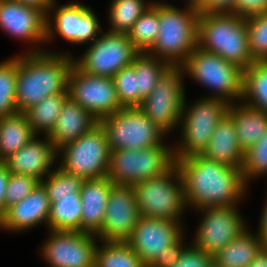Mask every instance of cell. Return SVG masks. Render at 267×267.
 <instances>
[{
    "label": "cell",
    "mask_w": 267,
    "mask_h": 267,
    "mask_svg": "<svg viewBox=\"0 0 267 267\" xmlns=\"http://www.w3.org/2000/svg\"><path fill=\"white\" fill-rule=\"evenodd\" d=\"M184 184L186 207L237 205L246 194L247 185L241 168H234L204 158L200 154L175 159Z\"/></svg>",
    "instance_id": "6da1fadb"
},
{
    "label": "cell",
    "mask_w": 267,
    "mask_h": 267,
    "mask_svg": "<svg viewBox=\"0 0 267 267\" xmlns=\"http://www.w3.org/2000/svg\"><path fill=\"white\" fill-rule=\"evenodd\" d=\"M74 59L63 53L26 52L18 55L16 107L25 112L45 97L68 93V78Z\"/></svg>",
    "instance_id": "7a4b0ae2"
},
{
    "label": "cell",
    "mask_w": 267,
    "mask_h": 267,
    "mask_svg": "<svg viewBox=\"0 0 267 267\" xmlns=\"http://www.w3.org/2000/svg\"><path fill=\"white\" fill-rule=\"evenodd\" d=\"M197 47L243 70L254 63L249 52L246 18L233 13H200Z\"/></svg>",
    "instance_id": "3957f363"
},
{
    "label": "cell",
    "mask_w": 267,
    "mask_h": 267,
    "mask_svg": "<svg viewBox=\"0 0 267 267\" xmlns=\"http://www.w3.org/2000/svg\"><path fill=\"white\" fill-rule=\"evenodd\" d=\"M159 3V34L147 52L170 66H182L197 47L199 12L195 5L179 9L172 4Z\"/></svg>",
    "instance_id": "277c9868"
},
{
    "label": "cell",
    "mask_w": 267,
    "mask_h": 267,
    "mask_svg": "<svg viewBox=\"0 0 267 267\" xmlns=\"http://www.w3.org/2000/svg\"><path fill=\"white\" fill-rule=\"evenodd\" d=\"M176 164L173 147L161 145L140 150L110 151L107 177L114 185L133 186L161 176Z\"/></svg>",
    "instance_id": "5b68a950"
},
{
    "label": "cell",
    "mask_w": 267,
    "mask_h": 267,
    "mask_svg": "<svg viewBox=\"0 0 267 267\" xmlns=\"http://www.w3.org/2000/svg\"><path fill=\"white\" fill-rule=\"evenodd\" d=\"M182 67L187 77L211 89L213 95L207 97L219 98L229 104L242 99L244 70L239 66L196 47Z\"/></svg>",
    "instance_id": "8992f818"
},
{
    "label": "cell",
    "mask_w": 267,
    "mask_h": 267,
    "mask_svg": "<svg viewBox=\"0 0 267 267\" xmlns=\"http://www.w3.org/2000/svg\"><path fill=\"white\" fill-rule=\"evenodd\" d=\"M132 187L141 216L181 222L186 204L183 179L176 164L165 174Z\"/></svg>",
    "instance_id": "52a82bcc"
},
{
    "label": "cell",
    "mask_w": 267,
    "mask_h": 267,
    "mask_svg": "<svg viewBox=\"0 0 267 267\" xmlns=\"http://www.w3.org/2000/svg\"><path fill=\"white\" fill-rule=\"evenodd\" d=\"M185 101L179 123L183 140L173 148L175 159L201 154L229 108L228 102L213 97H202L189 107Z\"/></svg>",
    "instance_id": "ba28073f"
},
{
    "label": "cell",
    "mask_w": 267,
    "mask_h": 267,
    "mask_svg": "<svg viewBox=\"0 0 267 267\" xmlns=\"http://www.w3.org/2000/svg\"><path fill=\"white\" fill-rule=\"evenodd\" d=\"M57 155L61 156V165H58L61 169L83 180L107 177L110 149L99 123L86 134L59 148Z\"/></svg>",
    "instance_id": "9c48e42d"
},
{
    "label": "cell",
    "mask_w": 267,
    "mask_h": 267,
    "mask_svg": "<svg viewBox=\"0 0 267 267\" xmlns=\"http://www.w3.org/2000/svg\"><path fill=\"white\" fill-rule=\"evenodd\" d=\"M98 123L106 134L110 151L158 146L167 136L140 108H122Z\"/></svg>",
    "instance_id": "30bf717a"
},
{
    "label": "cell",
    "mask_w": 267,
    "mask_h": 267,
    "mask_svg": "<svg viewBox=\"0 0 267 267\" xmlns=\"http://www.w3.org/2000/svg\"><path fill=\"white\" fill-rule=\"evenodd\" d=\"M184 75L182 66H170L139 106L140 110L166 134L179 127L183 102L186 99Z\"/></svg>",
    "instance_id": "8fae6325"
},
{
    "label": "cell",
    "mask_w": 267,
    "mask_h": 267,
    "mask_svg": "<svg viewBox=\"0 0 267 267\" xmlns=\"http://www.w3.org/2000/svg\"><path fill=\"white\" fill-rule=\"evenodd\" d=\"M74 64L91 75L113 78L122 68L130 66L140 53L124 33H102ZM77 59V60H76Z\"/></svg>",
    "instance_id": "7c38bea8"
},
{
    "label": "cell",
    "mask_w": 267,
    "mask_h": 267,
    "mask_svg": "<svg viewBox=\"0 0 267 267\" xmlns=\"http://www.w3.org/2000/svg\"><path fill=\"white\" fill-rule=\"evenodd\" d=\"M183 222L141 216L125 241L149 267L159 254L177 252L185 243Z\"/></svg>",
    "instance_id": "4fadbf2b"
},
{
    "label": "cell",
    "mask_w": 267,
    "mask_h": 267,
    "mask_svg": "<svg viewBox=\"0 0 267 267\" xmlns=\"http://www.w3.org/2000/svg\"><path fill=\"white\" fill-rule=\"evenodd\" d=\"M56 4L55 0L46 12L47 42L59 35L73 44H91L102 34L99 19L89 6L73 1L58 7ZM50 16L54 21L50 20Z\"/></svg>",
    "instance_id": "5bb4252c"
},
{
    "label": "cell",
    "mask_w": 267,
    "mask_h": 267,
    "mask_svg": "<svg viewBox=\"0 0 267 267\" xmlns=\"http://www.w3.org/2000/svg\"><path fill=\"white\" fill-rule=\"evenodd\" d=\"M68 94L98 121L122 109L113 78L88 74L75 64L68 78Z\"/></svg>",
    "instance_id": "9a60e30c"
},
{
    "label": "cell",
    "mask_w": 267,
    "mask_h": 267,
    "mask_svg": "<svg viewBox=\"0 0 267 267\" xmlns=\"http://www.w3.org/2000/svg\"><path fill=\"white\" fill-rule=\"evenodd\" d=\"M43 243L40 253L50 267H95L98 241L94 234L78 231H54Z\"/></svg>",
    "instance_id": "2e32d148"
},
{
    "label": "cell",
    "mask_w": 267,
    "mask_h": 267,
    "mask_svg": "<svg viewBox=\"0 0 267 267\" xmlns=\"http://www.w3.org/2000/svg\"><path fill=\"white\" fill-rule=\"evenodd\" d=\"M238 205L199 209L203 213L192 244L210 255L216 254L247 226L237 209Z\"/></svg>",
    "instance_id": "e0dca14e"
},
{
    "label": "cell",
    "mask_w": 267,
    "mask_h": 267,
    "mask_svg": "<svg viewBox=\"0 0 267 267\" xmlns=\"http://www.w3.org/2000/svg\"><path fill=\"white\" fill-rule=\"evenodd\" d=\"M141 215L132 186L113 185L106 206L101 230L95 235L99 241H126Z\"/></svg>",
    "instance_id": "ac0fdd59"
},
{
    "label": "cell",
    "mask_w": 267,
    "mask_h": 267,
    "mask_svg": "<svg viewBox=\"0 0 267 267\" xmlns=\"http://www.w3.org/2000/svg\"><path fill=\"white\" fill-rule=\"evenodd\" d=\"M45 28L46 14L42 10L13 0H0V29L24 42H35V48L26 52L45 51L38 48L46 42Z\"/></svg>",
    "instance_id": "d6986e66"
},
{
    "label": "cell",
    "mask_w": 267,
    "mask_h": 267,
    "mask_svg": "<svg viewBox=\"0 0 267 267\" xmlns=\"http://www.w3.org/2000/svg\"><path fill=\"white\" fill-rule=\"evenodd\" d=\"M37 136L34 135L26 145L3 162L11 173L24 174L41 182L53 171L51 168L58 155L47 135L45 140Z\"/></svg>",
    "instance_id": "ffe728a7"
},
{
    "label": "cell",
    "mask_w": 267,
    "mask_h": 267,
    "mask_svg": "<svg viewBox=\"0 0 267 267\" xmlns=\"http://www.w3.org/2000/svg\"><path fill=\"white\" fill-rule=\"evenodd\" d=\"M51 203L44 186L39 183L23 200L8 207L0 219V229L18 233L46 224L49 218Z\"/></svg>",
    "instance_id": "44dd1931"
},
{
    "label": "cell",
    "mask_w": 267,
    "mask_h": 267,
    "mask_svg": "<svg viewBox=\"0 0 267 267\" xmlns=\"http://www.w3.org/2000/svg\"><path fill=\"white\" fill-rule=\"evenodd\" d=\"M113 185L114 183L108 177L83 180L80 189L81 232L96 235L101 230Z\"/></svg>",
    "instance_id": "7402d4cb"
},
{
    "label": "cell",
    "mask_w": 267,
    "mask_h": 267,
    "mask_svg": "<svg viewBox=\"0 0 267 267\" xmlns=\"http://www.w3.org/2000/svg\"><path fill=\"white\" fill-rule=\"evenodd\" d=\"M97 124L98 120L90 112L68 97L48 138L58 150L86 134Z\"/></svg>",
    "instance_id": "603a6c76"
},
{
    "label": "cell",
    "mask_w": 267,
    "mask_h": 267,
    "mask_svg": "<svg viewBox=\"0 0 267 267\" xmlns=\"http://www.w3.org/2000/svg\"><path fill=\"white\" fill-rule=\"evenodd\" d=\"M200 155L234 168L242 167L244 152L239 147L233 120L228 114L218 123Z\"/></svg>",
    "instance_id": "cb8c5ba5"
},
{
    "label": "cell",
    "mask_w": 267,
    "mask_h": 267,
    "mask_svg": "<svg viewBox=\"0 0 267 267\" xmlns=\"http://www.w3.org/2000/svg\"><path fill=\"white\" fill-rule=\"evenodd\" d=\"M240 102L229 104L227 114L233 120L239 147L245 152L266 132L267 113Z\"/></svg>",
    "instance_id": "d4e9b609"
},
{
    "label": "cell",
    "mask_w": 267,
    "mask_h": 267,
    "mask_svg": "<svg viewBox=\"0 0 267 267\" xmlns=\"http://www.w3.org/2000/svg\"><path fill=\"white\" fill-rule=\"evenodd\" d=\"M244 230L213 255V262L220 267H249L258 251L264 246L257 234Z\"/></svg>",
    "instance_id": "484cf974"
},
{
    "label": "cell",
    "mask_w": 267,
    "mask_h": 267,
    "mask_svg": "<svg viewBox=\"0 0 267 267\" xmlns=\"http://www.w3.org/2000/svg\"><path fill=\"white\" fill-rule=\"evenodd\" d=\"M34 135L25 112L17 111L0 118V161L17 152Z\"/></svg>",
    "instance_id": "4316f807"
},
{
    "label": "cell",
    "mask_w": 267,
    "mask_h": 267,
    "mask_svg": "<svg viewBox=\"0 0 267 267\" xmlns=\"http://www.w3.org/2000/svg\"><path fill=\"white\" fill-rule=\"evenodd\" d=\"M81 195L55 197L51 203L47 227L54 231L81 232Z\"/></svg>",
    "instance_id": "83f0119b"
},
{
    "label": "cell",
    "mask_w": 267,
    "mask_h": 267,
    "mask_svg": "<svg viewBox=\"0 0 267 267\" xmlns=\"http://www.w3.org/2000/svg\"><path fill=\"white\" fill-rule=\"evenodd\" d=\"M68 97V93L50 95L25 111L28 122L35 135L43 132V134L45 133L48 136L51 133L55 127L62 106Z\"/></svg>",
    "instance_id": "f1b7e54d"
},
{
    "label": "cell",
    "mask_w": 267,
    "mask_h": 267,
    "mask_svg": "<svg viewBox=\"0 0 267 267\" xmlns=\"http://www.w3.org/2000/svg\"><path fill=\"white\" fill-rule=\"evenodd\" d=\"M241 101L267 113V61L254 62L243 71Z\"/></svg>",
    "instance_id": "f546056e"
},
{
    "label": "cell",
    "mask_w": 267,
    "mask_h": 267,
    "mask_svg": "<svg viewBox=\"0 0 267 267\" xmlns=\"http://www.w3.org/2000/svg\"><path fill=\"white\" fill-rule=\"evenodd\" d=\"M95 252V267H146L125 241H103Z\"/></svg>",
    "instance_id": "4dcf8cb0"
},
{
    "label": "cell",
    "mask_w": 267,
    "mask_h": 267,
    "mask_svg": "<svg viewBox=\"0 0 267 267\" xmlns=\"http://www.w3.org/2000/svg\"><path fill=\"white\" fill-rule=\"evenodd\" d=\"M109 5L111 33H124L132 29L133 24L151 6V2L144 0H112Z\"/></svg>",
    "instance_id": "1f68e13d"
},
{
    "label": "cell",
    "mask_w": 267,
    "mask_h": 267,
    "mask_svg": "<svg viewBox=\"0 0 267 267\" xmlns=\"http://www.w3.org/2000/svg\"><path fill=\"white\" fill-rule=\"evenodd\" d=\"M159 3L152 4L133 24L128 38L140 53H147L159 34Z\"/></svg>",
    "instance_id": "d6a6232c"
},
{
    "label": "cell",
    "mask_w": 267,
    "mask_h": 267,
    "mask_svg": "<svg viewBox=\"0 0 267 267\" xmlns=\"http://www.w3.org/2000/svg\"><path fill=\"white\" fill-rule=\"evenodd\" d=\"M170 67L168 63L149 53H139L135 58L138 73V94L144 100L156 86L160 77Z\"/></svg>",
    "instance_id": "836d02e7"
},
{
    "label": "cell",
    "mask_w": 267,
    "mask_h": 267,
    "mask_svg": "<svg viewBox=\"0 0 267 267\" xmlns=\"http://www.w3.org/2000/svg\"><path fill=\"white\" fill-rule=\"evenodd\" d=\"M18 55L0 63V118L18 111L16 107V81Z\"/></svg>",
    "instance_id": "e575fe53"
},
{
    "label": "cell",
    "mask_w": 267,
    "mask_h": 267,
    "mask_svg": "<svg viewBox=\"0 0 267 267\" xmlns=\"http://www.w3.org/2000/svg\"><path fill=\"white\" fill-rule=\"evenodd\" d=\"M117 97L122 108H139L143 99L138 94V73L134 62L113 76Z\"/></svg>",
    "instance_id": "d590c367"
},
{
    "label": "cell",
    "mask_w": 267,
    "mask_h": 267,
    "mask_svg": "<svg viewBox=\"0 0 267 267\" xmlns=\"http://www.w3.org/2000/svg\"><path fill=\"white\" fill-rule=\"evenodd\" d=\"M40 183L46 189L50 203H53L55 202V197L80 195L83 179L57 166Z\"/></svg>",
    "instance_id": "8d00e7d4"
},
{
    "label": "cell",
    "mask_w": 267,
    "mask_h": 267,
    "mask_svg": "<svg viewBox=\"0 0 267 267\" xmlns=\"http://www.w3.org/2000/svg\"><path fill=\"white\" fill-rule=\"evenodd\" d=\"M250 56L254 62L267 61V12L246 18Z\"/></svg>",
    "instance_id": "74e56055"
},
{
    "label": "cell",
    "mask_w": 267,
    "mask_h": 267,
    "mask_svg": "<svg viewBox=\"0 0 267 267\" xmlns=\"http://www.w3.org/2000/svg\"><path fill=\"white\" fill-rule=\"evenodd\" d=\"M243 179L248 186L249 180L267 174V130L260 140L244 152L242 163ZM265 174V175H264Z\"/></svg>",
    "instance_id": "f35d334b"
},
{
    "label": "cell",
    "mask_w": 267,
    "mask_h": 267,
    "mask_svg": "<svg viewBox=\"0 0 267 267\" xmlns=\"http://www.w3.org/2000/svg\"><path fill=\"white\" fill-rule=\"evenodd\" d=\"M39 183L33 177L10 172L5 194V211L28 196Z\"/></svg>",
    "instance_id": "ab89813d"
},
{
    "label": "cell",
    "mask_w": 267,
    "mask_h": 267,
    "mask_svg": "<svg viewBox=\"0 0 267 267\" xmlns=\"http://www.w3.org/2000/svg\"><path fill=\"white\" fill-rule=\"evenodd\" d=\"M213 261V256L205 253L195 245L186 246L178 261L173 267H209Z\"/></svg>",
    "instance_id": "60d3db41"
},
{
    "label": "cell",
    "mask_w": 267,
    "mask_h": 267,
    "mask_svg": "<svg viewBox=\"0 0 267 267\" xmlns=\"http://www.w3.org/2000/svg\"><path fill=\"white\" fill-rule=\"evenodd\" d=\"M267 12V0H235L233 14L248 18Z\"/></svg>",
    "instance_id": "b9f144b4"
},
{
    "label": "cell",
    "mask_w": 267,
    "mask_h": 267,
    "mask_svg": "<svg viewBox=\"0 0 267 267\" xmlns=\"http://www.w3.org/2000/svg\"><path fill=\"white\" fill-rule=\"evenodd\" d=\"M235 0H197L195 7L199 13H232Z\"/></svg>",
    "instance_id": "7bdbcfd3"
},
{
    "label": "cell",
    "mask_w": 267,
    "mask_h": 267,
    "mask_svg": "<svg viewBox=\"0 0 267 267\" xmlns=\"http://www.w3.org/2000/svg\"><path fill=\"white\" fill-rule=\"evenodd\" d=\"M186 246L185 243L177 252H166L163 255L159 254L149 267H173Z\"/></svg>",
    "instance_id": "ee69618b"
},
{
    "label": "cell",
    "mask_w": 267,
    "mask_h": 267,
    "mask_svg": "<svg viewBox=\"0 0 267 267\" xmlns=\"http://www.w3.org/2000/svg\"><path fill=\"white\" fill-rule=\"evenodd\" d=\"M10 171L4 162L0 161V219L5 214V194Z\"/></svg>",
    "instance_id": "f6af8a7d"
},
{
    "label": "cell",
    "mask_w": 267,
    "mask_h": 267,
    "mask_svg": "<svg viewBox=\"0 0 267 267\" xmlns=\"http://www.w3.org/2000/svg\"><path fill=\"white\" fill-rule=\"evenodd\" d=\"M262 210V216L260 218L259 229H257V235L260 240L264 243V246H267V200L265 203V207Z\"/></svg>",
    "instance_id": "bcb514c9"
},
{
    "label": "cell",
    "mask_w": 267,
    "mask_h": 267,
    "mask_svg": "<svg viewBox=\"0 0 267 267\" xmlns=\"http://www.w3.org/2000/svg\"><path fill=\"white\" fill-rule=\"evenodd\" d=\"M13 1H17L24 5L36 7L42 10L46 14V12L52 6L55 0H13Z\"/></svg>",
    "instance_id": "7dc6e473"
},
{
    "label": "cell",
    "mask_w": 267,
    "mask_h": 267,
    "mask_svg": "<svg viewBox=\"0 0 267 267\" xmlns=\"http://www.w3.org/2000/svg\"><path fill=\"white\" fill-rule=\"evenodd\" d=\"M249 267H267V246H263L253 258Z\"/></svg>",
    "instance_id": "c3c4849f"
},
{
    "label": "cell",
    "mask_w": 267,
    "mask_h": 267,
    "mask_svg": "<svg viewBox=\"0 0 267 267\" xmlns=\"http://www.w3.org/2000/svg\"><path fill=\"white\" fill-rule=\"evenodd\" d=\"M196 1H197V0H188V1H187V4H188V5H195Z\"/></svg>",
    "instance_id": "681fc988"
},
{
    "label": "cell",
    "mask_w": 267,
    "mask_h": 267,
    "mask_svg": "<svg viewBox=\"0 0 267 267\" xmlns=\"http://www.w3.org/2000/svg\"><path fill=\"white\" fill-rule=\"evenodd\" d=\"M209 267H220L215 262L212 261V263L209 265Z\"/></svg>",
    "instance_id": "f907efd6"
}]
</instances>
